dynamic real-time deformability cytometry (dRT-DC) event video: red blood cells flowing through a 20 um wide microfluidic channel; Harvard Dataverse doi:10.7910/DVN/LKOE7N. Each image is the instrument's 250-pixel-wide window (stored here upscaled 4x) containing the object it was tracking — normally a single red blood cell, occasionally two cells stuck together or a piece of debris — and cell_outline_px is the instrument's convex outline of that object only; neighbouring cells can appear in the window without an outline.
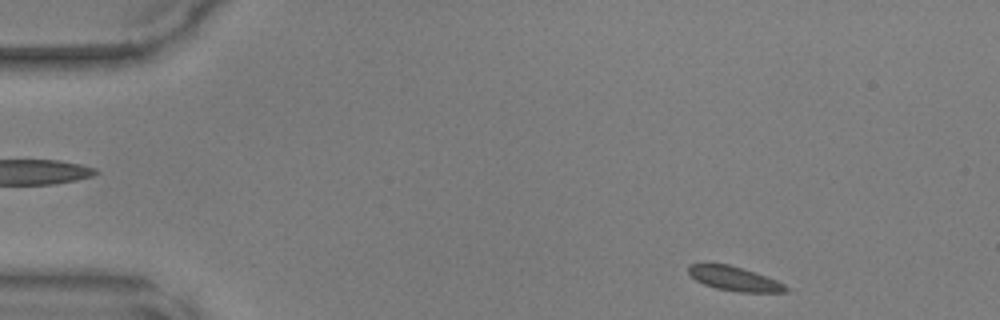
{"species": "common noctule bat (a hibernating species)", "species_latin": "Nyctalus noctula", "temperature_condition": "warm", "stored_images_in_passage": 44, "camera_frame_rate_fps": 3000, "um_per_image_px": 0.085, "animal": {"sex": "male", "body_mass_g": 17.9, "forearm_length_mm": 54.2}, "frame": {"image": 1, "passage_image": 2, "time_ms": 0.333, "image_size_px": [1000, 320], "cell_outline_px": [[788, 292], [736, 292], [716, 288], [704, 284], [696, 280], [688, 272], [688, 264], [728, 264], [756, 272], [776, 280], [784, 284], [788, 288]], "centroid_in_image_um": [62.43, 23.69], "position_along_channel_um": 22.6, "area_um2": 13.7}}
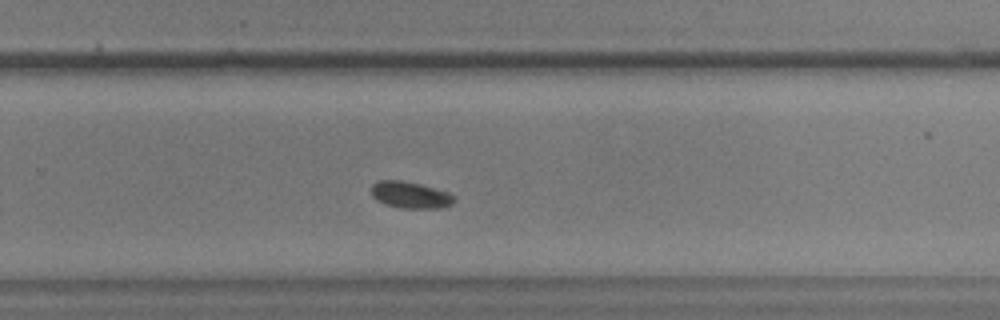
{"frame": {"image": 2, "passage_image": 28, "time_ms": 9.0, "image_size_px": [1000, 320], "cell_outline_px": [[456, 200], [452, 204], [440, 208], [400, 208], [384, 204], [376, 200], [372, 196], [372, 184], [380, 180], [404, 180], [420, 184], [448, 192]], "centroid_in_image_um": [34.85, 16.57], "position_along_channel_um": 294.9, "area_um2": 12.89}}
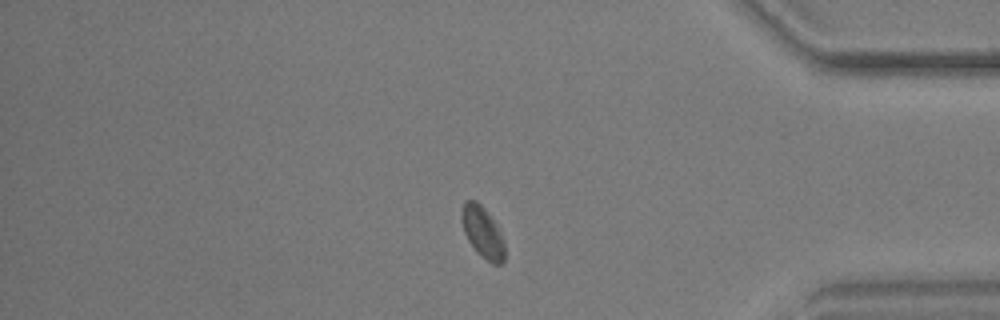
{"frame": {"image": 3, "passage_image": 37, "time_ms": 12.0, "image_size_px": [1000, 320], "cell_outline_px": [[504, 260], [500, 264], [492, 264], [480, 256], [476, 252], [468, 240], [464, 232], [460, 216], [464, 200], [476, 200], [484, 208], [496, 224], [504, 240]], "centroid_in_image_um": [41.0, 19.74], "position_along_channel_um": 394.2, "area_um2": 12.95}}